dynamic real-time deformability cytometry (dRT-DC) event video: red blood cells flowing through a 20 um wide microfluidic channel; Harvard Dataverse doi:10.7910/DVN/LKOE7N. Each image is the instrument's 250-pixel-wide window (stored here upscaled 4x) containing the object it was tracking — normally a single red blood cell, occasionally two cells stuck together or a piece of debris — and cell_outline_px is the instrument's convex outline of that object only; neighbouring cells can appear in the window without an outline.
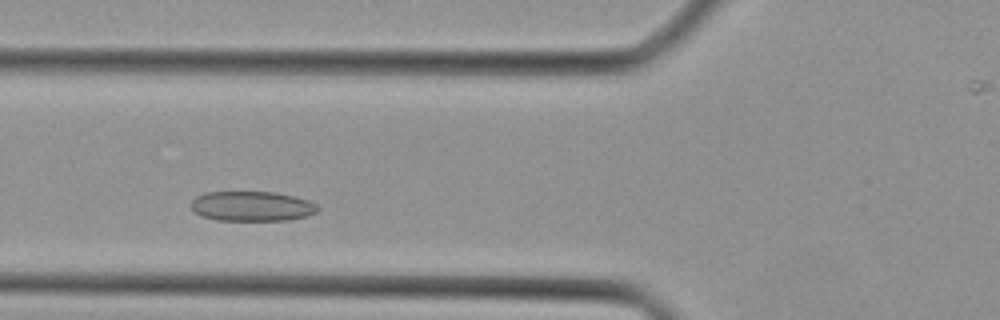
{"species": "Egyptian fruit bat (a non-hibernating species)", "species_latin": "Rousettus aegyptiacus", "temperature_condition": "cold", "stored_images_in_passage": 29, "camera_frame_rate_fps": 3000, "um_per_image_px": 0.085, "animal": {"sex": "female"}, "frame": {"image": 1, "passage_image": 3, "time_ms": 0.667, "image_size_px": [1000, 320], "cell_outline_px": [[320, 208], [316, 212], [308, 216], [288, 220], [216, 220], [200, 216], [192, 212], [192, 200], [196, 196], [204, 192], [276, 192], [308, 200], [316, 204]], "centroid_in_image_um": [21.39, 17.53], "position_along_channel_um": 104.4, "area_um2": 22.2}}
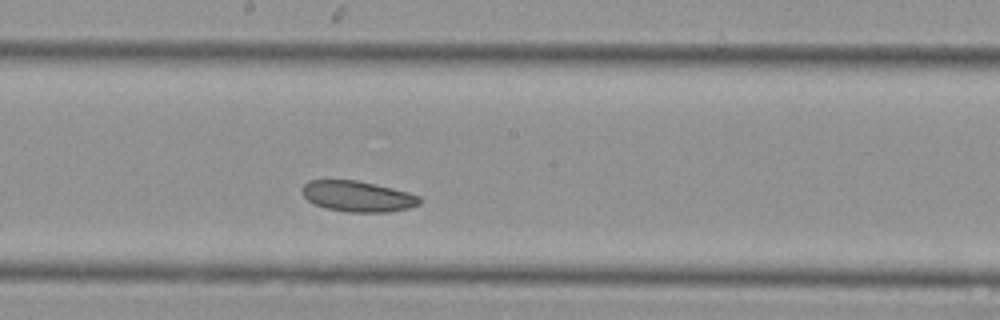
{"frame": {"image": 2, "passage_image": 10, "time_ms": 3.0, "image_size_px": [1000, 320], "cell_outline_px": [[420, 204], [408, 208], [388, 212], [348, 212], [324, 208], [312, 204], [304, 196], [300, 188], [308, 180], [356, 180], [392, 188], [408, 192], [420, 196]], "centroid_in_image_um": [30.36, 16.69], "position_along_channel_um": 217.8, "area_um2": 21.15}}
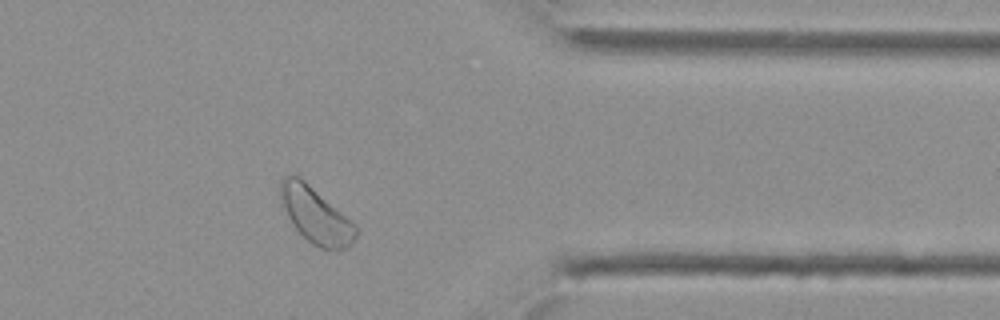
{"frame": {"image": 3, "passage_image": 21, "time_ms": 6.667, "image_size_px": [1000, 320], "cell_outline_px": [[360, 232], [352, 244], [348, 248], [320, 248], [312, 244], [292, 224], [280, 204], [280, 180], [288, 172], [300, 176], [356, 224], [360, 228]], "centroid_in_image_um": [26.83, 18.26], "position_along_channel_um": 384.6, "area_um2": 24.91}}